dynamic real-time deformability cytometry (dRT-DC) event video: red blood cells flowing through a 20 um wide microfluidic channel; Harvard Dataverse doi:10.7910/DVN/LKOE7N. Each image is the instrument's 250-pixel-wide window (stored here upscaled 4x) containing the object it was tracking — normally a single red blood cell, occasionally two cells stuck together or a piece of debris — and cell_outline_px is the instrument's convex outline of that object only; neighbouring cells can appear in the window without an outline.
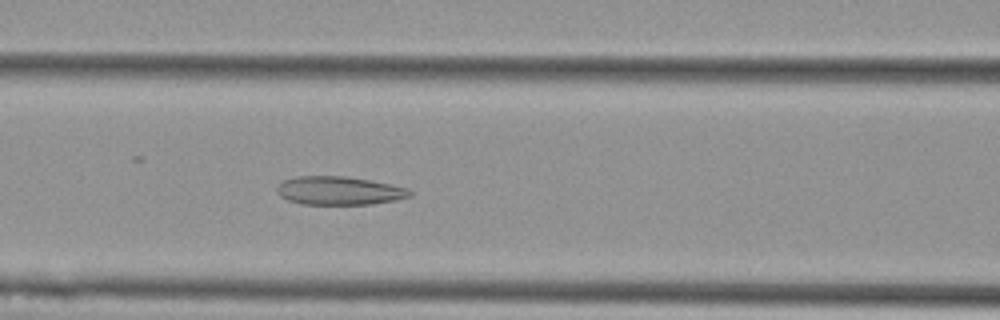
{"species": "Egyptian fruit bat (a non-hibernating species)", "species_latin": "Rousettus aegyptiacus", "temperature_condition": "cold", "stored_images_in_passage": 53, "camera_frame_rate_fps": 3000, "um_per_image_px": 0.085, "animal": {"sex": "female"}, "frame": {"image": 1, "passage_image": 22, "time_ms": 7.0, "image_size_px": [1000, 320], "cell_outline_px": [[412, 196], [396, 200], [372, 204], [300, 204], [288, 200], [280, 196], [276, 192], [276, 188], [284, 180], [296, 176], [344, 176], [368, 180], [408, 188], [412, 192]], "centroid_in_image_um": [28.81, 16.21], "position_along_channel_um": 137.8, "area_um2": 21.96}}
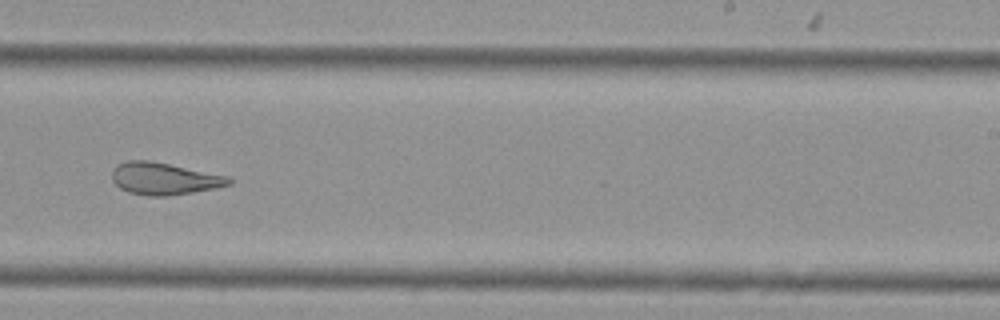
{"frame": {"image": 2, "passage_image": 33, "time_ms": 10.667, "image_size_px": [1000, 320], "cell_outline_px": [[232, 184], [216, 188], [168, 196], [148, 196], [128, 192], [120, 188], [112, 180], [112, 168], [116, 164], [128, 160], [148, 160], [228, 176], [232, 180]], "centroid_in_image_um": [13.92, 15.19], "position_along_channel_um": 275.1, "area_um2": 21.85}}
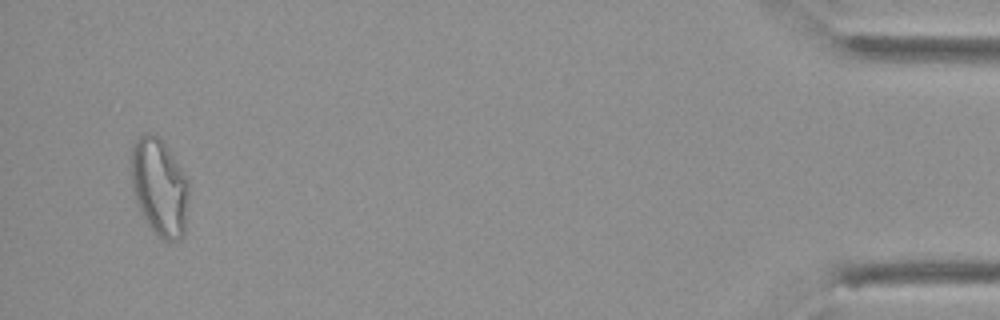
{"frame": {"image": 3, "passage_image": 51, "time_ms": 16.667, "image_size_px": [1000, 320], "cell_outline_px": [[188, 200], [184, 236], [180, 240], [160, 240], [148, 224], [140, 212], [132, 192], [132, 144], [144, 132], [152, 132], [160, 136], [188, 176]], "centroid_in_image_um": [13.57, 15.89], "position_along_channel_um": 421.6, "area_um2": 33.35}, "authors_computed_cell_mechanics": {"area_um2": 27.166, "velocity_mm_per_s": 3.7635, "shape_relaxation_time_tau1_ms": null, "shape_relaxation_time_tau2_ms": 2.8056, "deformation_change_tau1": null, "deformation_change_tau2": 0.1206}}